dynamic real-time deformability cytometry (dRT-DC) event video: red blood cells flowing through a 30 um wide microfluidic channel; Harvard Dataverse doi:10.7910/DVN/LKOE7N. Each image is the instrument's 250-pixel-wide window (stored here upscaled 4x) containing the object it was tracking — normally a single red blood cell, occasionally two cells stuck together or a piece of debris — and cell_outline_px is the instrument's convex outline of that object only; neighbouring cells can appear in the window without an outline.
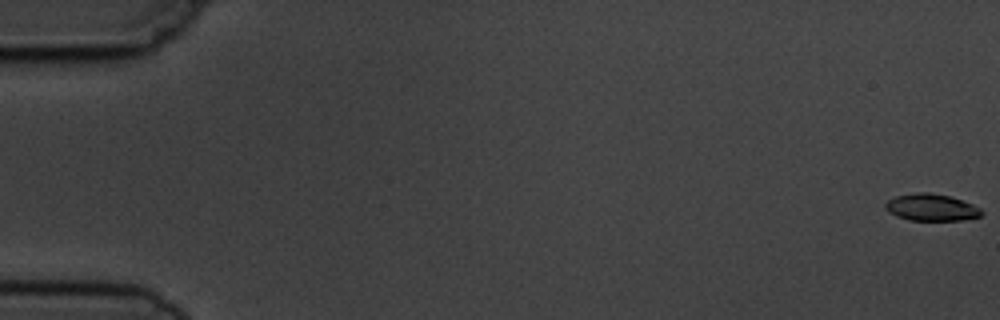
{"species": "common noctule bat (a hibernating species)", "species_latin": "Nyctalus noctula", "temperature_condition": "cold", "stored_images_in_passage": 12, "camera_frame_rate_fps": 3000, "um_per_image_px": 0.085, "animal": {"sex": "male", "body_mass_g": 19.5, "forearm_length_mm": 54.6}, "frame": {"image": 1, "passage_image": 1, "time_ms": 0.0, "image_size_px": [1000, 320], "cell_outline_px": [[984, 212], [980, 216], [960, 220], [908, 220], [896, 216], [888, 212], [884, 208], [884, 204], [888, 200], [896, 196], [916, 192], [928, 192], [948, 196], [972, 204], [980, 208]], "centroid_in_image_um": [79.12, 17.63], "position_along_channel_um": 5.9, "area_um2": 15.03}}
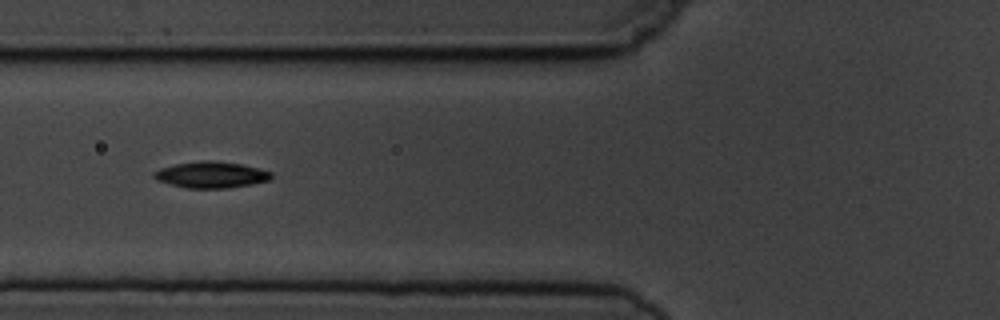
{"frame": {"image": 2, "passage_image": 7, "time_ms": 7.0, "image_size_px": [1000, 320], "cell_outline_px": [[272, 176], [268, 180], [252, 184], [228, 188], [188, 188], [156, 180], [152, 176], [152, 172], [160, 168], [176, 164], [204, 160], [212, 160], [240, 164], [272, 172]], "centroid_in_image_um": [17.91, 14.85], "position_along_channel_um": 107.9, "area_um2": 17.8}}
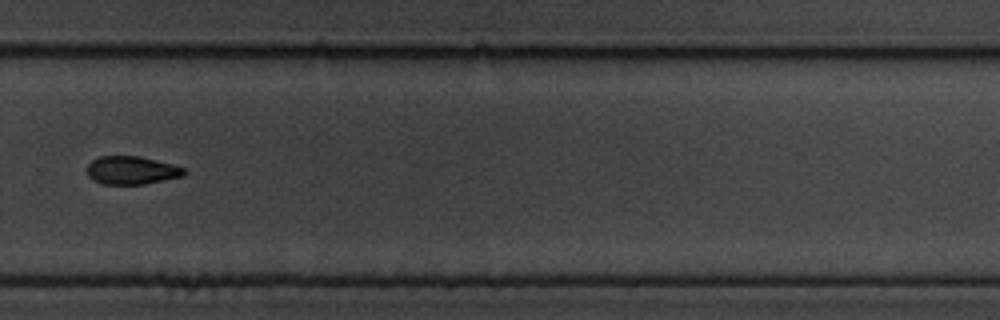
{"frame": {"image": 3, "passage_image": 12, "time_ms": 12.667, "image_size_px": [1000, 320], "cell_outline_px": [[188, 172], [184, 176], [144, 184], [104, 184], [92, 180], [88, 176], [88, 164], [92, 160], [100, 156], [140, 156], [172, 164], [184, 168]], "centroid_in_image_um": [11.2, 14.47], "position_along_channel_um": 318.6, "area_um2": 15.95}}